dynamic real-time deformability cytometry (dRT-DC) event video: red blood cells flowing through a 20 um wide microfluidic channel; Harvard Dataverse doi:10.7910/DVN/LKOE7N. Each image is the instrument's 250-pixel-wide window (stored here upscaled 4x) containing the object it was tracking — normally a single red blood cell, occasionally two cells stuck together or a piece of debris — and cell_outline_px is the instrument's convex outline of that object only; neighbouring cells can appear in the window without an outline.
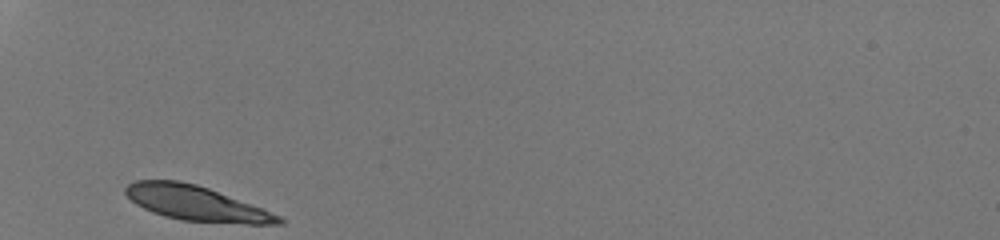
{"species": "human", "species_latin": "Homo sapiens", "temperature_condition": "room temperature", "stored_images_in_passage": 26, "camera_frame_rate_fps": 3000, "um_per_image_px": 0.085, "donor": {"sex": "male"}, "frame": {"image": 1, "passage_image": 1, "time_ms": 0.0, "image_size_px": [1000, 240], "cell_outline_px": [[284, 224], [248, 224], [180, 220], [164, 216], [152, 212], [136, 204], [124, 192], [124, 188], [128, 184], [136, 180], [180, 180], [196, 184], [208, 188], [260, 208], [280, 216], [284, 220]], "centroid_in_image_um": [16.63, 17.28], "position_along_channel_um": 68.4, "area_um2": 30.69}}
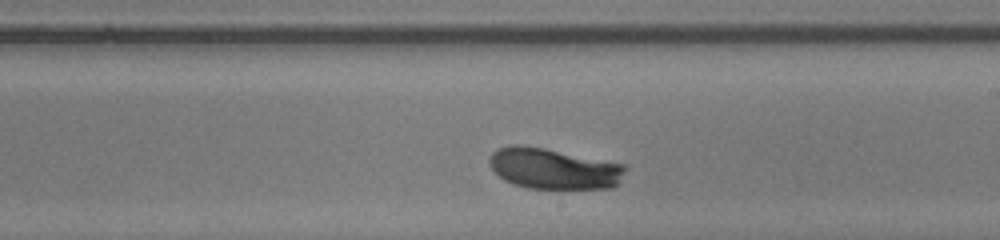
{"frame": {"image": 2, "passage_image": 15, "time_ms": 4.667, "image_size_px": [1000, 240], "cell_outline_px": [[628, 168], [616, 184], [612, 188], [528, 188], [512, 184], [504, 180], [488, 164], [488, 156], [496, 148], [512, 144], [520, 144], [544, 148], [624, 164]], "centroid_in_image_um": [47.01, 14.32], "position_along_channel_um": 242.0, "area_um2": 32.37}}
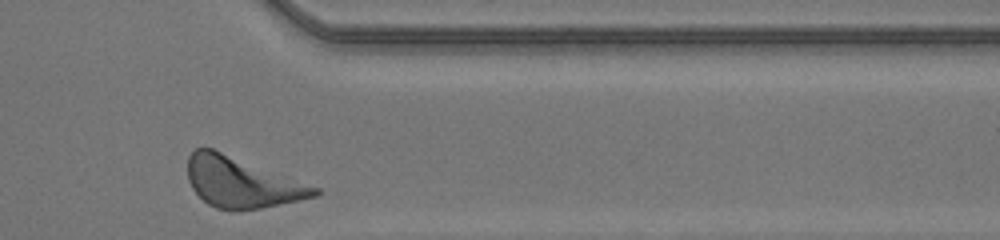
{"frame": {"image": 3, "passage_image": 26, "time_ms": 8.333, "image_size_px": [1000, 240], "cell_outline_px": [[320, 192], [316, 196], [260, 208], [232, 212], [216, 208], [208, 204], [192, 188], [188, 180], [188, 156], [196, 148], [212, 148], [320, 188]], "centroid_in_image_um": [20.51, 15.51], "position_along_channel_um": 390.9, "area_um2": 36.99}, "authors_computed_cell_mechanics": {"area_um2": 32.8015, "velocity_mm_per_s": 4.087, "shape_relaxation_time_tau1_ms": 2.2818, "shape_relaxation_time_tau2_ms": null, "deformation_change_tau1": 0.135, "deformation_change_tau2": null}}